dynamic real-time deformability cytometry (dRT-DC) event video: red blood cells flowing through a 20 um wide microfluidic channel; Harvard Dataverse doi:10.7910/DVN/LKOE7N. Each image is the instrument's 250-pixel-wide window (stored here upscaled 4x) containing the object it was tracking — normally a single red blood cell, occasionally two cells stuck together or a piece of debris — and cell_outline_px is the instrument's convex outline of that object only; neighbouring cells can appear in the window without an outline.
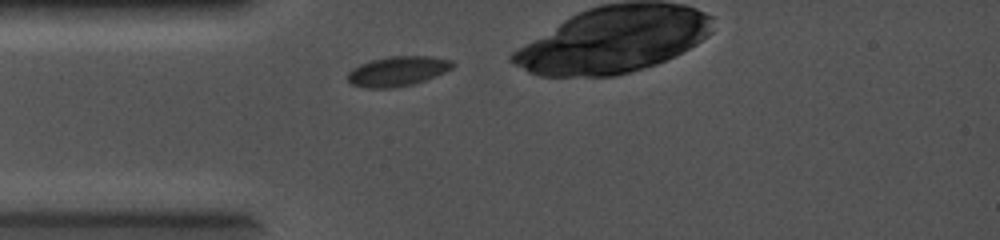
{"species": "common noctule bat (a hibernating species)", "species_latin": "Nyctalus noctula", "temperature_condition": "cold", "stored_images_in_passage": 16, "camera_frame_rate_fps": 5000, "um_per_image_px": 0.085, "animal": {"sex": "female", "body_mass_g": 19.0, "forearm_length_mm": 56.7}, "frame": {"image": 1, "passage_image": 1, "time_ms": 0.0, "image_size_px": [1000, 240], "cell_outline_px": [[456, 64], [452, 68], [436, 76], [412, 84], [396, 88], [364, 88], [352, 84], [348, 80], [348, 72], [352, 68], [368, 60], [388, 56], [432, 56], [452, 60]], "centroid_in_image_um": [33.79, 6.04], "position_along_channel_um": 51.2, "area_um2": 18.44}}
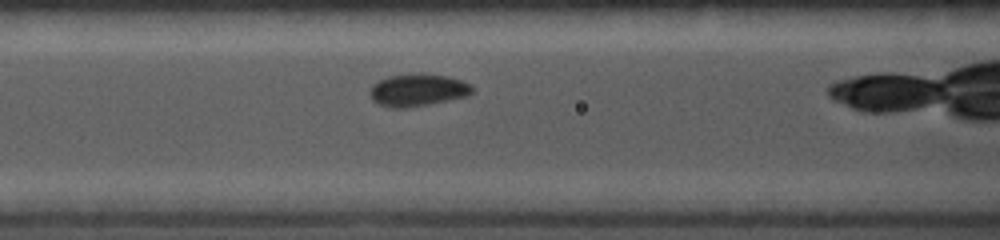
{"frame": {"image": 2, "passage_image": 10, "time_ms": 1.8, "image_size_px": [1000, 240], "cell_outline_px": [[472, 92], [468, 96], [408, 108], [392, 108], [376, 104], [372, 100], [368, 92], [372, 84], [388, 76], [420, 72], [448, 76], [460, 80], [468, 84], [472, 88]], "centroid_in_image_um": [35.44, 7.65], "position_along_channel_um": 131.2, "area_um2": 19.54}}
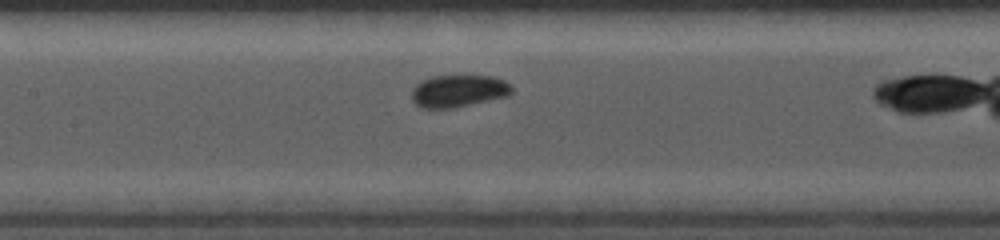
{"frame": {"image": 3, "passage_image": 14, "time_ms": 2.6, "image_size_px": [1000, 240], "cell_outline_px": [[512, 92], [508, 96], [452, 108], [420, 108], [412, 100], [412, 88], [420, 80], [432, 76], [492, 76], [504, 80], [512, 88]], "centroid_in_image_um": [38.93, 7.73], "position_along_channel_um": 168.5, "area_um2": 18.79}}